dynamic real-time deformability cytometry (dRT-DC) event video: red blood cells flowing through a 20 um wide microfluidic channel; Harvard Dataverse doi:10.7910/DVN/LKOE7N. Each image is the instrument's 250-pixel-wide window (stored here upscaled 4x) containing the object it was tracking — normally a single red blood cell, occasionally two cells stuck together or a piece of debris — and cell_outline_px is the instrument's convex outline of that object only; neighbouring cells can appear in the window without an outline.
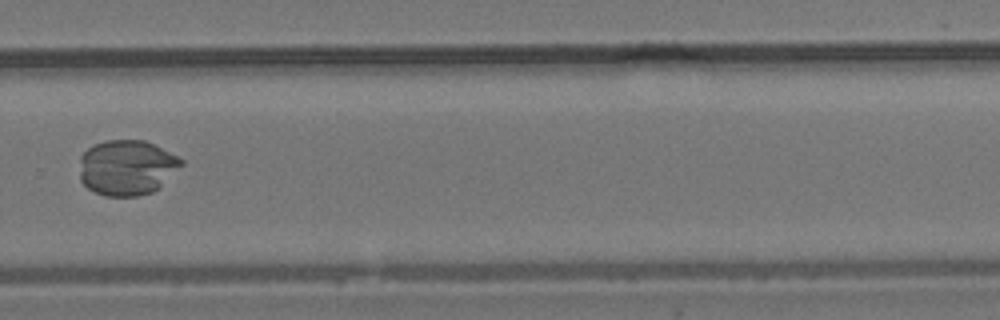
{"species": "common noctule bat (a hibernating species)", "species_latin": "Nyctalus noctula", "temperature_condition": "room temperature", "stored_images_in_passage": 14, "camera_frame_rate_fps": 3000, "um_per_image_px": 0.085, "animal": {"sex": "male", "body_mass_g": 19.2, "forearm_length_mm": 51.8}, "frame": {"image": 1, "passage_image": 10, "time_ms": 12.0, "image_size_px": [1000, 320], "cell_outline_px": [[184, 164], [152, 192], [136, 196], [104, 196], [88, 188], [80, 180], [80, 156], [92, 144], [104, 140], [144, 140], [184, 160]], "centroid_in_image_um": [10.74, 14.23], "position_along_channel_um": 319.1, "area_um2": 32.6}}